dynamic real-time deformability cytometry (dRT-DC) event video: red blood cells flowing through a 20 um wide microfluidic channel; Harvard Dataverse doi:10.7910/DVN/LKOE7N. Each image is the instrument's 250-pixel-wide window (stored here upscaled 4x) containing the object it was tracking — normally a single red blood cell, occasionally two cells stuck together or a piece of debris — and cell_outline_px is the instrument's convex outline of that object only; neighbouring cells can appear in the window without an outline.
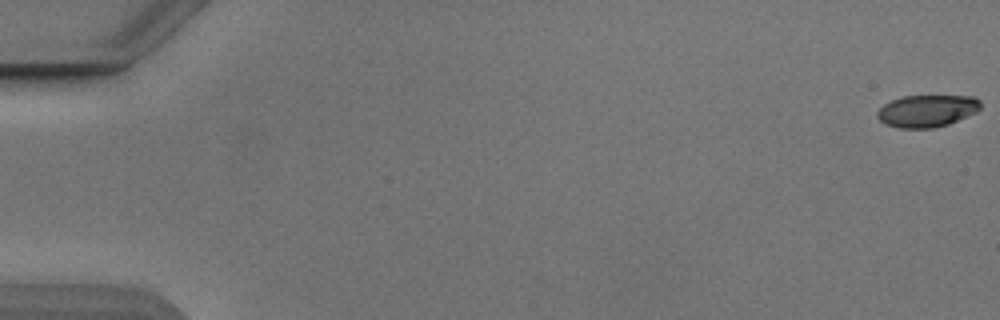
{"species": "Egyptian fruit bat (a non-hibernating species)", "species_latin": "Rousettus aegyptiacus", "temperature_condition": "cold", "stored_images_in_passage": 54, "camera_frame_rate_fps": 3000, "um_per_image_px": 0.085, "animal": {"sex": "male"}, "frame": {"image": 1, "passage_image": 1, "time_ms": 0.0, "image_size_px": [1000, 320], "cell_outline_px": [[980, 108], [976, 112], [948, 124], [932, 128], [900, 128], [888, 124], [880, 120], [876, 116], [876, 112], [884, 104], [900, 96], [972, 96], [980, 100]], "centroid_in_image_um": [78.78, 9.42], "position_along_channel_um": 6.2, "area_um2": 19.19}}
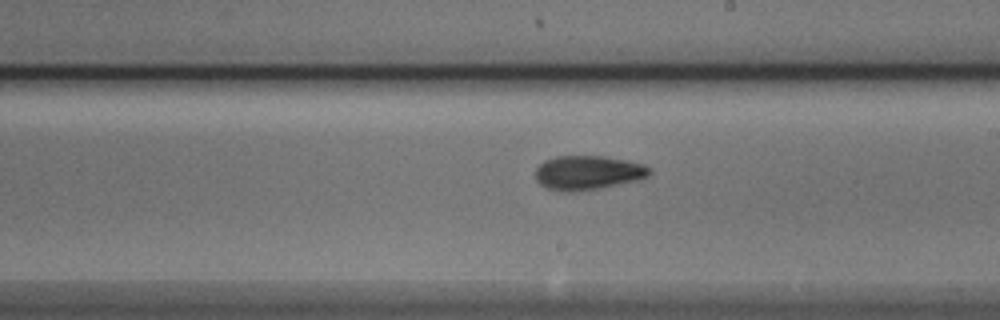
{"frame": {"image": 2, "passage_image": 32, "time_ms": 10.333, "image_size_px": [1000, 320], "cell_outline_px": [[652, 172], [648, 176], [636, 180], [600, 188], [548, 188], [540, 184], [536, 180], [536, 168], [544, 160], [556, 156], [608, 156], [644, 164]], "centroid_in_image_um": [50.01, 14.61], "position_along_channel_um": 239.0, "area_um2": 21.85}}
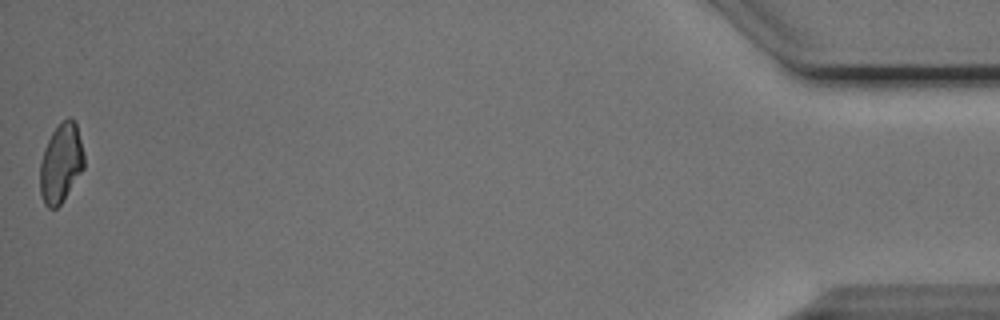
{"frame": {"image": 3, "passage_image": 54, "time_ms": 17.667, "image_size_px": [1000, 320], "cell_outline_px": [[84, 168], [60, 204], [56, 208], [48, 208], [44, 204], [40, 192], [40, 164], [44, 148], [52, 132], [68, 116], [76, 124], [84, 156]], "centroid_in_image_um": [5.16, 13.89], "position_along_channel_um": 430.0, "area_um2": 19.94}, "authors_computed_cell_mechanics": {"area_um2": 21.0681, "velocity_mm_per_s": 3.8787, "shape_relaxation_time_tau1_ms": 6.2846, "shape_relaxation_time_tau2_ms": 2.9171, "deformation_change_tau1": 0.1739, "deformation_change_tau2": 0.0811}}